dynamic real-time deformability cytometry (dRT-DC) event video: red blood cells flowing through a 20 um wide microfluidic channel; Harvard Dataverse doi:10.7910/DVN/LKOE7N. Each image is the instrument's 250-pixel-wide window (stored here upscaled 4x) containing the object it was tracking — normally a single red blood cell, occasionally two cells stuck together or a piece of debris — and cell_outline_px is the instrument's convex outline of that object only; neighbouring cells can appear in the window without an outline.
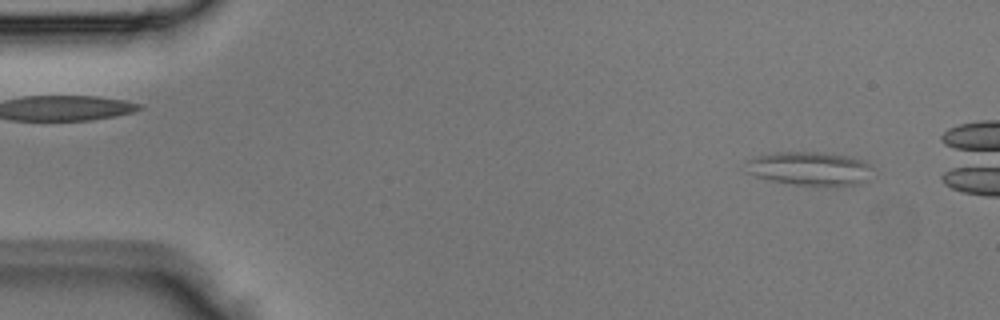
{"species": "Egyptian fruit bat (a non-hibernating species)", "species_latin": "Rousettus aegyptiacus", "temperature_condition": "room temperature", "stored_images_in_passage": 2, "camera_frame_rate_fps": 3000, "um_per_image_px": 0.085, "animal": {"sex": "male"}, "frame": {"image": 1, "passage_image": 2, "time_ms": 0.333, "image_size_px": [1000, 320], "cell_outline_px": [[872, 168], [868, 180], [860, 184], [796, 184], [768, 180], [756, 176], [748, 172], [744, 160], [756, 156], [776, 152], [820, 152], [852, 156], [864, 160], [872, 164]], "centroid_in_image_um": [68.83, 14.29], "position_along_channel_um": 16.2, "area_um2": 24.8}}